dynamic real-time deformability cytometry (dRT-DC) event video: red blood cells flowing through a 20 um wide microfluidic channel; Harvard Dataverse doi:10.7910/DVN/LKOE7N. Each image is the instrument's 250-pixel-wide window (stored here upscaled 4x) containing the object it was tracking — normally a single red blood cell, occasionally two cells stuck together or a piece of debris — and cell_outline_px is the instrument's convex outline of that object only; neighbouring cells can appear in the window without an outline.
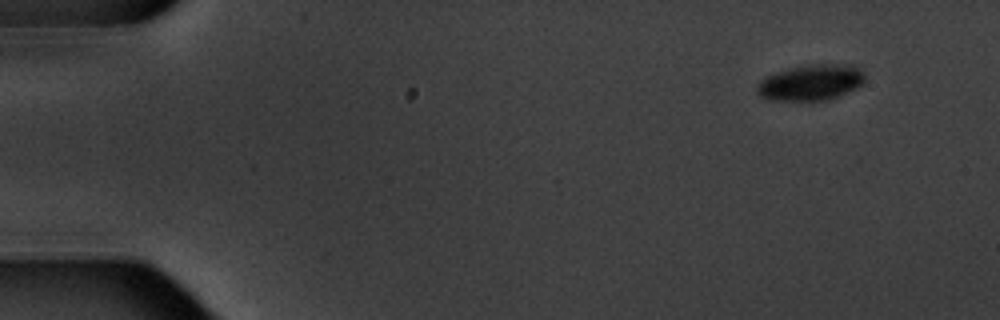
{"species": "common noctule bat (a hibernating species)", "species_latin": "Nyctalus noctula", "temperature_condition": "warm", "stored_images_in_passage": 6, "camera_frame_rate_fps": 3000, "um_per_image_px": 0.085, "animal": {"sex": "male", "body_mass_g": 20.1, "forearm_length_mm": 53.5}, "frame": {"image": 1, "passage_image": 1, "time_ms": 0.0, "image_size_px": [1000, 320], "cell_outline_px": [[864, 80], [856, 88], [828, 100], [768, 100], [760, 96], [756, 92], [756, 84], [760, 80], [776, 72], [808, 64], [856, 64], [864, 72]], "centroid_in_image_um": [68.92, 7.0], "position_along_channel_um": 16.1, "area_um2": 22.6}}
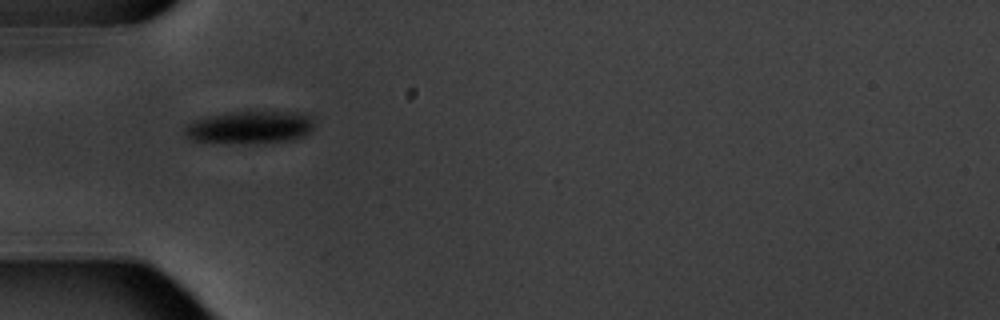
{"frame": {"image": 2, "passage_image": 5, "time_ms": 4.667, "image_size_px": [1000, 320], "cell_outline_px": [[312, 128], [304, 136], [292, 140], [252, 144], [248, 144], [192, 140], [184, 132], [184, 128], [188, 124], [196, 120], [208, 116], [232, 112], [312, 112]], "centroid_in_image_um": [21.3, 10.82], "position_along_channel_um": 63.7, "area_um2": 24.68}}